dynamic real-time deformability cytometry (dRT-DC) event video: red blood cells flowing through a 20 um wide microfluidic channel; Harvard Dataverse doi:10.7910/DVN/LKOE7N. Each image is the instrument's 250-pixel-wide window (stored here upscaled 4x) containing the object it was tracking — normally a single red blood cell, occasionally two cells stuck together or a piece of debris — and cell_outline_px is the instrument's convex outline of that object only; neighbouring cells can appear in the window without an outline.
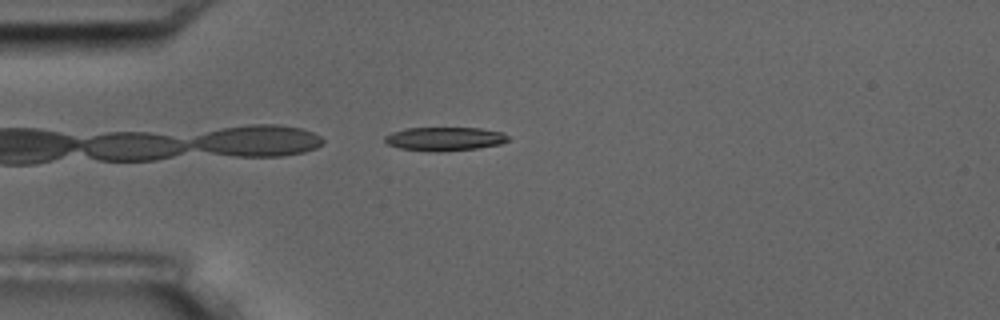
{"species": "common noctule bat (a hibernating species)", "species_latin": "Nyctalus noctula", "temperature_condition": "room temperature", "stored_images_in_passage": 1, "camera_frame_rate_fps": 3000, "um_per_image_px": 0.085, "animal": {"sex": "male", "body_mass_g": 17.5, "forearm_length_mm": 52.3}, "frame": {"image": 1, "passage_image": 1, "time_ms": 0.0, "image_size_px": [1000, 320], "cell_outline_px": [[508, 140], [500, 144], [476, 148], [436, 152], [400, 148], [388, 144], [384, 140], [384, 136], [392, 132], [404, 128], [480, 128], [504, 132], [508, 136]], "centroid_in_image_um": [37.79, 11.79], "position_along_channel_um": 47.2, "area_um2": 16.94}}